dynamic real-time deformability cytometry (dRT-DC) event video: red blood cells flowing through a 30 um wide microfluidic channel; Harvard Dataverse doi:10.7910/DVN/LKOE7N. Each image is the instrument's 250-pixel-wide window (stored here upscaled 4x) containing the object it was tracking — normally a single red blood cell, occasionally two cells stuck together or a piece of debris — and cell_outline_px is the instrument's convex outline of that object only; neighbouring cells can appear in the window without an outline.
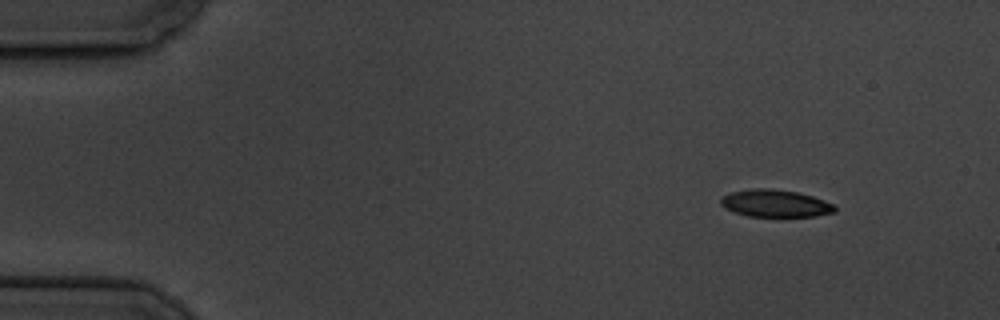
{"species": "common noctule bat (a hibernating species)", "species_latin": "Nyctalus noctula", "temperature_condition": "cold", "stored_images_in_passage": 4, "camera_frame_rate_fps": 3000, "um_per_image_px": 0.085, "animal": {"sex": "male", "body_mass_g": 19.5, "forearm_length_mm": 54.6}, "frame": {"image": 1, "passage_image": 1, "time_ms": 0.0, "image_size_px": [1000, 320], "cell_outline_px": [[836, 212], [816, 216], [780, 220], [748, 216], [724, 208], [720, 204], [720, 200], [724, 196], [732, 192], [752, 188], [772, 188], [796, 192], [812, 196], [824, 200], [832, 204], [836, 208]], "centroid_in_image_um": [65.93, 17.34], "position_along_channel_um": 19.1, "area_um2": 19.02}}
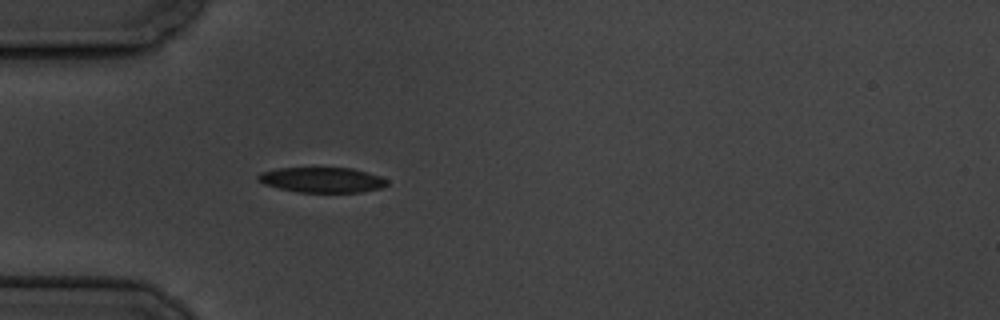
{"frame": {"image": 2, "passage_image": 4, "time_ms": 3.667, "image_size_px": [1000, 320], "cell_outline_px": [[388, 184], [380, 188], [360, 192], [296, 192], [264, 184], [256, 180], [256, 176], [260, 172], [276, 168], [312, 164], [352, 168], [380, 176], [388, 180]], "centroid_in_image_um": [27.3, 15.22], "position_along_channel_um": 57.7, "area_um2": 20.06}}